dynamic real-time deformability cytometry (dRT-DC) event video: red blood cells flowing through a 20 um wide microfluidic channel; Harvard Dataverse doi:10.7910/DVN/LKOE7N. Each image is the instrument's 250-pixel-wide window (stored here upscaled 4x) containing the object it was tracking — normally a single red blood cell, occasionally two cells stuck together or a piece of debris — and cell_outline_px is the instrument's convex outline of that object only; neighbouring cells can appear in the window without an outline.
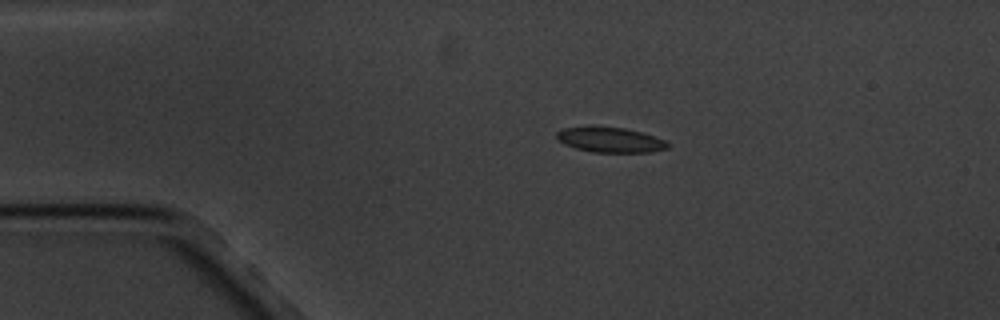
{"species": "common noctule bat (a hibernating species)", "species_latin": "Nyctalus noctula", "temperature_condition": "cold", "stored_images_in_passage": 5, "camera_frame_rate_fps": 3000, "um_per_image_px": 0.085, "animal": {"sex": "male", "body_mass_g": 20.1, "forearm_length_mm": 53.5}, "frame": {"image": 1, "passage_image": 2, "time_ms": 1.0, "image_size_px": [1000, 320], "cell_outline_px": [[668, 148], [652, 152], [592, 152], [576, 148], [564, 144], [556, 140], [556, 132], [564, 128], [588, 124], [596, 124], [624, 128], [644, 132], [668, 140]], "centroid_in_image_um": [51.84, 11.84], "position_along_channel_um": 33.2, "area_um2": 17.05}}
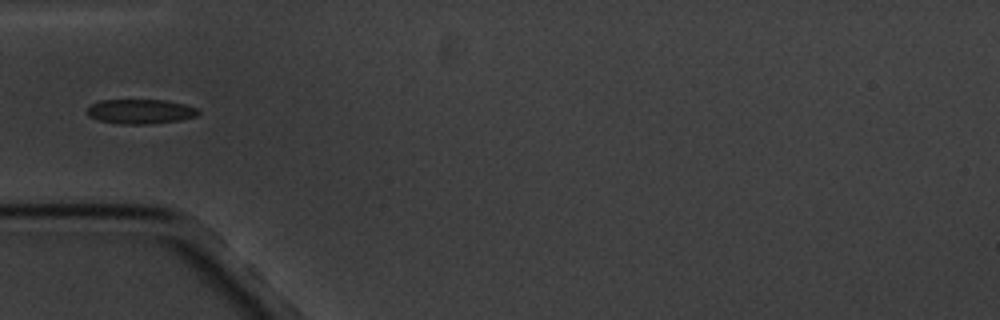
{"frame": {"image": 2, "passage_image": 4, "time_ms": 3.333, "image_size_px": [1000, 320], "cell_outline_px": [[200, 112], [196, 116], [180, 120], [152, 124], [120, 124], [100, 120], [88, 116], [88, 108], [92, 104], [100, 100], [168, 100], [184, 104], [196, 108]], "centroid_in_image_um": [11.96, 9.48], "position_along_channel_um": 73.0, "area_um2": 15.9}}
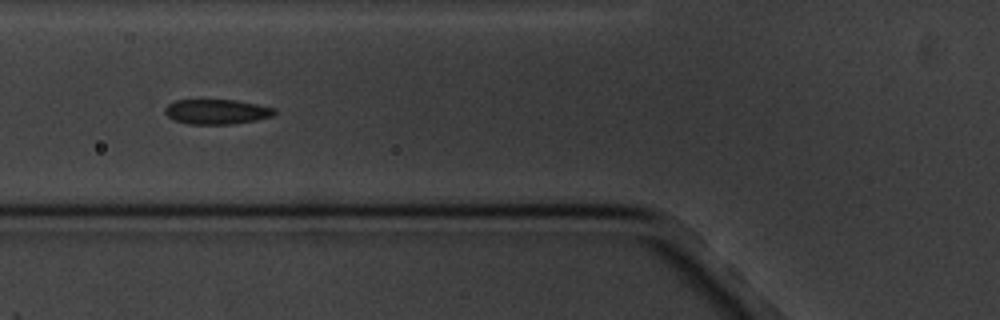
{"frame": {"image": 3, "passage_image": 5, "time_ms": 4.333, "image_size_px": [1000, 320], "cell_outline_px": [[276, 112], [272, 116], [256, 120], [232, 124], [188, 124], [176, 120], [168, 116], [164, 112], [164, 108], [168, 104], [176, 100], [236, 100], [276, 108]], "centroid_in_image_um": [18.42, 9.49], "position_along_channel_um": 107.4, "area_um2": 15.84}}